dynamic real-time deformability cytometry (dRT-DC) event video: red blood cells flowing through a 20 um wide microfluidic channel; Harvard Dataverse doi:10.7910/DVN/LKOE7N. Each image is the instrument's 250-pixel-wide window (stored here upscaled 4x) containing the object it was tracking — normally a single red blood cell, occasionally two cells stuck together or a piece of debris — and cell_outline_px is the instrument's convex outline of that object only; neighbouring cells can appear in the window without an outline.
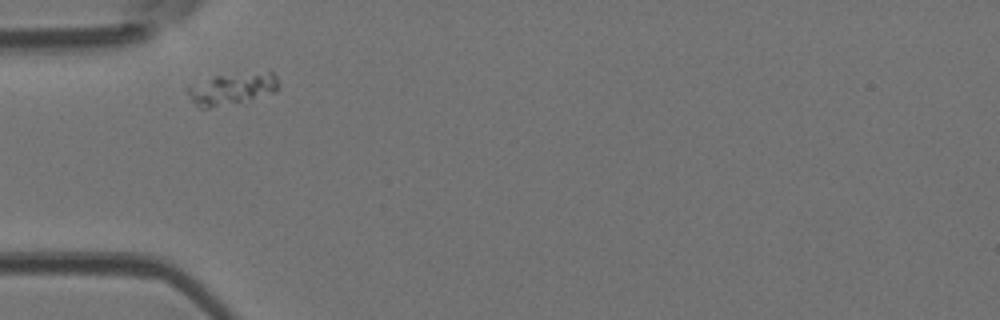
{"species": "Egyptian fruit bat (a non-hibernating species)", "species_latin": "Rousettus aegyptiacus", "temperature_condition": "room temperature", "stored_images_in_passage": 7, "camera_frame_rate_fps": 3000, "um_per_image_px": 0.085, "animal": {"sex": "female"}, "frame": {"image": 1, "passage_image": 1, "time_ms": 0.0, "image_size_px": [1000, 320], "cell_outline_px": [[280, 88], [276, 92], [208, 108], [196, 108], [188, 96], [184, 88], [212, 76], [268, 72], [272, 72], [276, 76], [280, 84]], "centroid_in_image_um": [19.67, 7.54], "position_along_channel_um": 65.3, "area_um2": 16.59}}
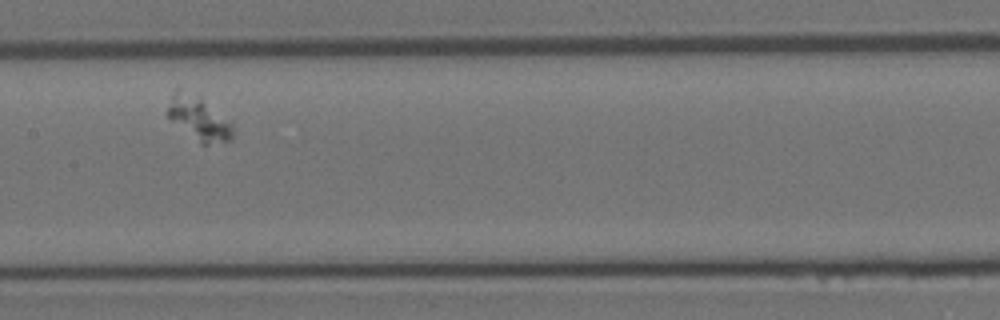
{"frame": {"image": 2, "passage_image": 4, "time_ms": 1.0, "image_size_px": [1000, 320], "cell_outline_px": [[232, 140], [208, 144], [200, 144], [172, 120], [164, 112], [176, 88], [180, 88], [200, 96], [232, 120]], "centroid_in_image_um": [16.91, 10.03], "position_along_channel_um": 190.5, "area_um2": 16.88}}
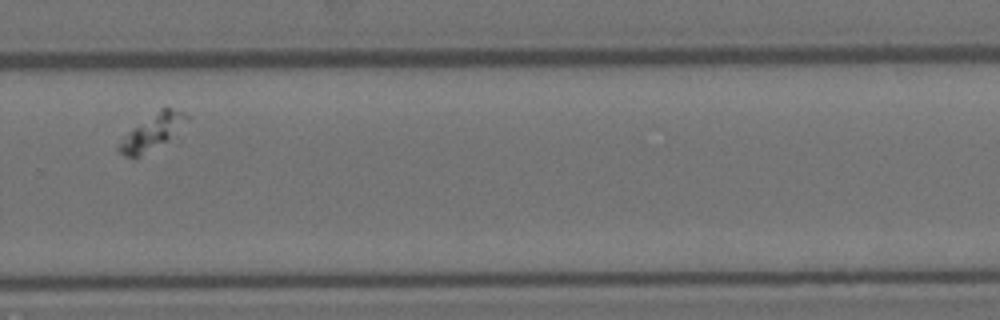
{"frame": {"image": 3, "passage_image": 7, "time_ms": 2.0, "image_size_px": [1000, 320], "cell_outline_px": [[188, 120], [172, 136], [136, 160], [132, 160], [124, 156], [116, 148], [124, 136], [132, 128], [160, 108], [172, 108], [184, 112], [188, 116]], "centroid_in_image_um": [12.89, 11.26], "position_along_channel_um": 316.9, "area_um2": 13.93}}